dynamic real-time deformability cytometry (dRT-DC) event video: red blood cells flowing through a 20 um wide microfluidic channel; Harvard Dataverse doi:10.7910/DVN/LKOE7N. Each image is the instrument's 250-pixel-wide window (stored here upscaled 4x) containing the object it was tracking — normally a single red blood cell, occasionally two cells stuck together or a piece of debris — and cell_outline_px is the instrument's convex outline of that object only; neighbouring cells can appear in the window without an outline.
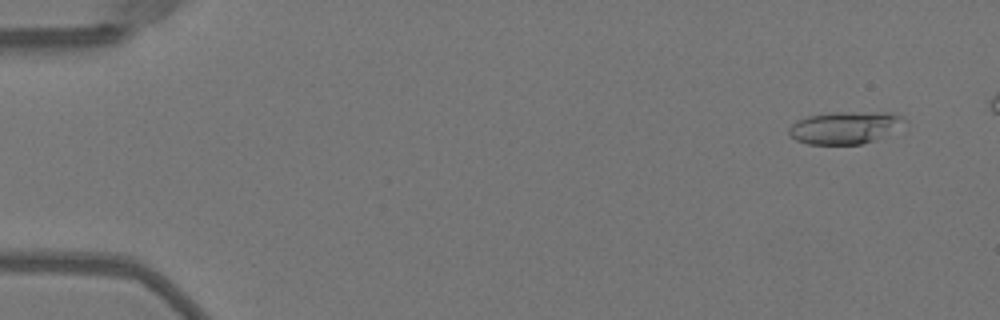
{"species": "Egyptian fruit bat (a non-hibernating species)", "species_latin": "Rousettus aegyptiacus", "temperature_condition": "warm", "stored_images_in_passage": 47, "camera_frame_rate_fps": 3000, "um_per_image_px": 0.085, "animal": {"sex": "female"}, "frame": {"image": 1, "passage_image": 4, "time_ms": 1.0, "image_size_px": [1000, 320], "cell_outline_px": [[908, 120], [876, 140], [860, 144], [808, 144], [796, 140], [788, 132], [788, 128], [796, 120], [808, 116], [832, 112], [892, 112], [904, 116]], "centroid_in_image_um": [71.81, 10.83], "position_along_channel_um": 13.2, "area_um2": 21.73}}
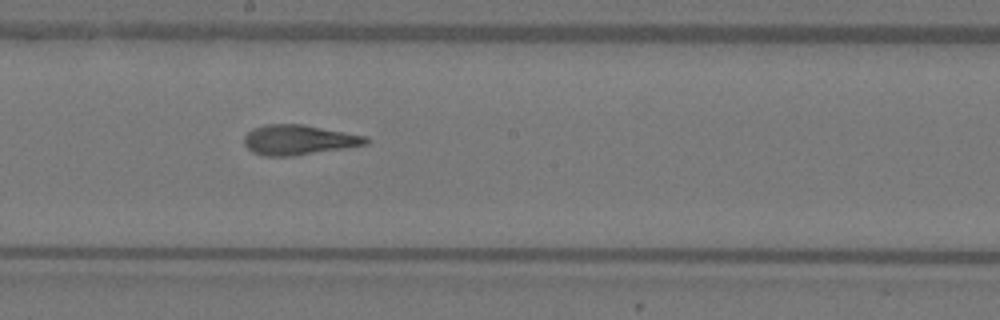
{"frame": {"image": 2, "passage_image": 29, "time_ms": 9.333, "image_size_px": [1000, 320], "cell_outline_px": [[372, 140], [368, 144], [344, 148], [292, 156], [264, 156], [252, 152], [244, 144], [244, 136], [252, 128], [268, 124], [304, 124], [368, 136]], "centroid_in_image_um": [25.41, 11.88], "position_along_channel_um": 222.8, "area_um2": 21.44}}
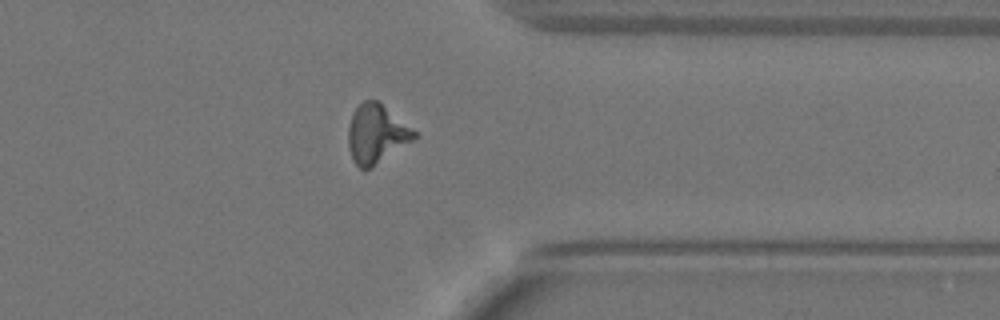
{"frame": {"image": 3, "passage_image": 41, "time_ms": 13.333, "image_size_px": [1000, 320], "cell_outline_px": [[416, 136], [412, 140], [372, 168], [364, 172], [352, 160], [348, 148], [348, 124], [352, 112], [364, 100], [376, 100], [416, 132]], "centroid_in_image_um": [31.92, 11.42], "position_along_channel_um": 379.5, "area_um2": 22.37}}